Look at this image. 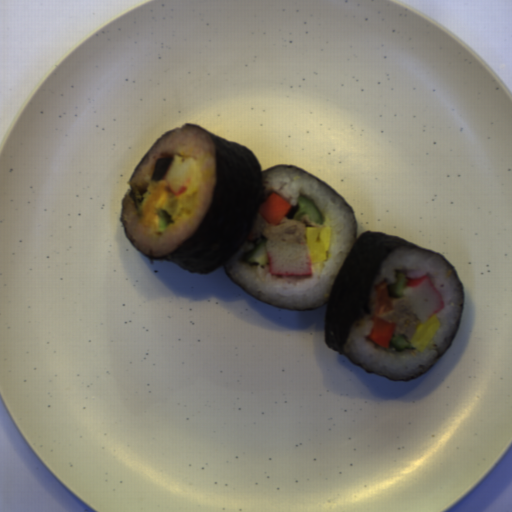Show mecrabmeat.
Segmentation results:
<instances>
[{
	"mask_svg": "<svg viewBox=\"0 0 512 512\" xmlns=\"http://www.w3.org/2000/svg\"><path fill=\"white\" fill-rule=\"evenodd\" d=\"M270 274L312 276V261L306 243L275 242L265 244Z\"/></svg>",
	"mask_w": 512,
	"mask_h": 512,
	"instance_id": "crabmeat-1",
	"label": "crabmeat"
},
{
	"mask_svg": "<svg viewBox=\"0 0 512 512\" xmlns=\"http://www.w3.org/2000/svg\"><path fill=\"white\" fill-rule=\"evenodd\" d=\"M172 163L161 179L166 183V188L174 197L182 193L190 184L197 162L192 158H183L173 155Z\"/></svg>",
	"mask_w": 512,
	"mask_h": 512,
	"instance_id": "crabmeat-3",
	"label": "crabmeat"
},
{
	"mask_svg": "<svg viewBox=\"0 0 512 512\" xmlns=\"http://www.w3.org/2000/svg\"><path fill=\"white\" fill-rule=\"evenodd\" d=\"M403 294L409 298L410 311L420 322L435 316L445 306L436 286L426 275L408 280L403 286Z\"/></svg>",
	"mask_w": 512,
	"mask_h": 512,
	"instance_id": "crabmeat-2",
	"label": "crabmeat"
}]
</instances>
